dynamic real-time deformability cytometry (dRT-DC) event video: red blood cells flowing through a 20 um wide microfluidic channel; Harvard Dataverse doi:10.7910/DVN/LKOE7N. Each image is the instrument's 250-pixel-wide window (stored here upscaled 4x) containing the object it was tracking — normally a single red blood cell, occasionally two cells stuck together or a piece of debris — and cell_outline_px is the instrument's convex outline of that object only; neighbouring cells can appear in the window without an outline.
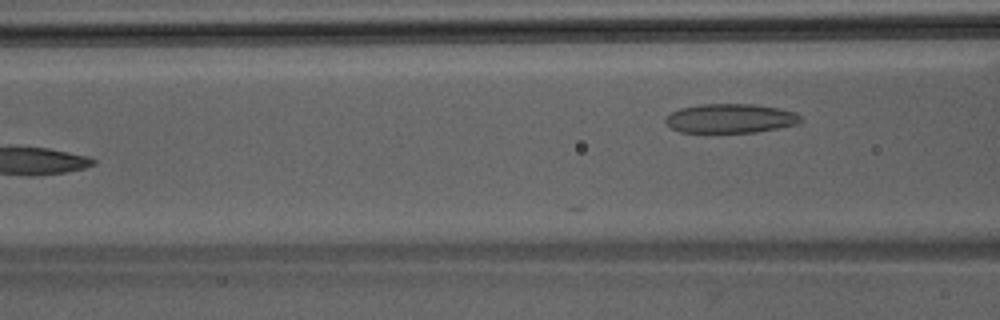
{"species": "Egyptian fruit bat (a non-hibernating species)", "species_latin": "Rousettus aegyptiacus", "temperature_condition": "room temperature", "stored_images_in_passage": 5, "camera_frame_rate_fps": 3000, "um_per_image_px": 0.085, "animal": {"sex": "male"}, "frame": {"image": 1, "passage_image": 5, "time_ms": 1.333, "image_size_px": [1000, 320], "cell_outline_px": [[804, 120], [796, 124], [780, 128], [756, 132], [680, 132], [672, 128], [664, 120], [672, 112], [680, 108], [700, 104], [752, 104], [780, 108], [796, 112]], "centroid_in_image_um": [62.13, 10.06], "position_along_channel_um": 104.5, "area_um2": 23.0}}